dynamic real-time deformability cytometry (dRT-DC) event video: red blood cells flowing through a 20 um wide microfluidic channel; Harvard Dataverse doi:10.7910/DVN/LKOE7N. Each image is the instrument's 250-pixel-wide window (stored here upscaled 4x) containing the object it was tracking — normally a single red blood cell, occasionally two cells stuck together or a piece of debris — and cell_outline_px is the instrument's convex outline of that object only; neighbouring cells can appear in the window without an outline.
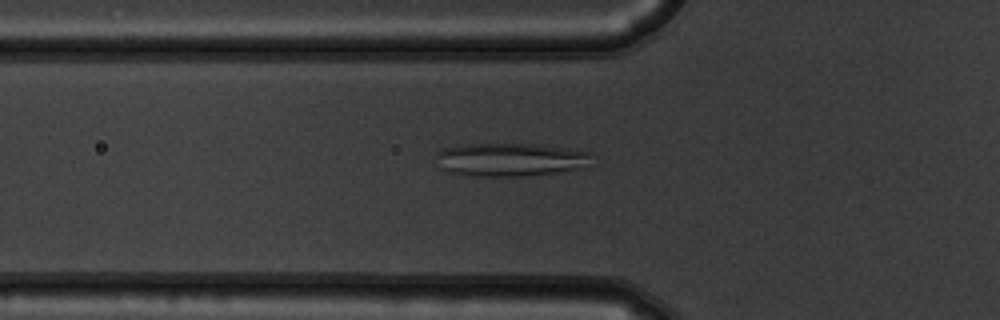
{"species": "common noctule bat (a hibernating species)", "species_latin": "Nyctalus noctula", "temperature_condition": "warm", "stored_images_in_passage": 54, "camera_frame_rate_fps": 3000, "um_per_image_px": 0.085, "animal": {"sex": "male", "body_mass_g": 19.5, "forearm_length_mm": 54.6}, "frame": {"image": 1, "passage_image": 19, "time_ms": 6.0, "image_size_px": [1000, 320], "cell_outline_px": [[592, 152], [588, 168], [524, 176], [472, 176], [448, 172], [436, 168], [436, 152], [440, 148], [464, 144], [536, 144], [568, 148]], "centroid_in_image_um": [43.34, 13.57], "position_along_channel_um": 82.5, "area_um2": 30.87}}
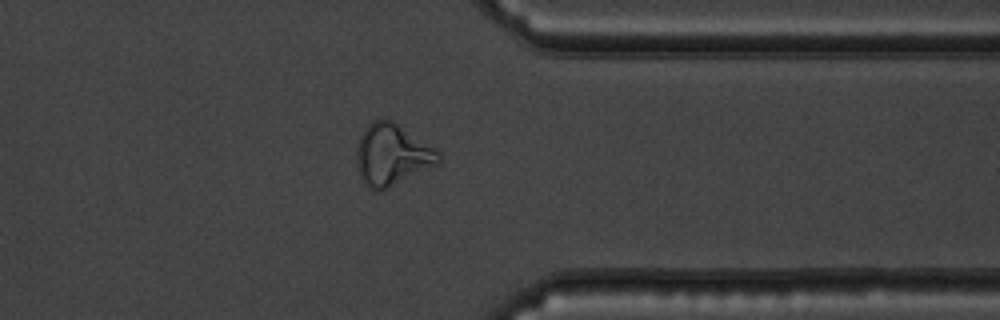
{"frame": {"image": 2, "passage_image": 43, "time_ms": 14.0, "image_size_px": [1000, 320], "cell_outline_px": [[440, 164], [380, 192], [372, 192], [364, 184], [360, 176], [356, 156], [356, 152], [360, 136], [368, 124], [372, 120], [392, 120], [400, 124], [436, 148], [440, 152]], "centroid_in_image_um": [33.34, 13.18], "position_along_channel_um": 378.1, "area_um2": 29.82}}
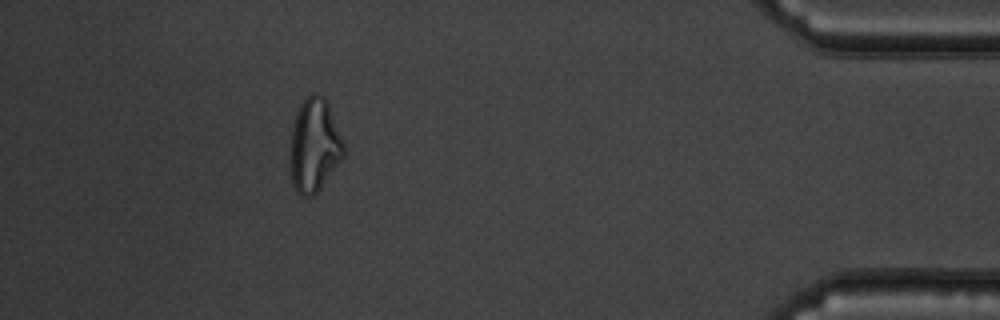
{"frame": {"image": 3, "passage_image": 49, "time_ms": 16.0, "image_size_px": [1000, 320], "cell_outline_px": [[344, 156], [320, 188], [312, 196], [300, 196], [296, 192], [292, 184], [292, 128], [296, 112], [304, 96], [312, 92], [316, 92], [324, 96], [328, 100], [344, 140]], "centroid_in_image_um": [26.75, 12.28], "position_along_channel_um": 408.4, "area_um2": 29.25}, "authors_computed_cell_mechanics": {"area_um2": 29.2179, "velocity_mm_per_s": 3.7528, "shape_relaxation_time_tau1_ms": null, "shape_relaxation_time_tau2_ms": 2.4689, "deformation_change_tau1": null, "deformation_change_tau2": 0.1065}}